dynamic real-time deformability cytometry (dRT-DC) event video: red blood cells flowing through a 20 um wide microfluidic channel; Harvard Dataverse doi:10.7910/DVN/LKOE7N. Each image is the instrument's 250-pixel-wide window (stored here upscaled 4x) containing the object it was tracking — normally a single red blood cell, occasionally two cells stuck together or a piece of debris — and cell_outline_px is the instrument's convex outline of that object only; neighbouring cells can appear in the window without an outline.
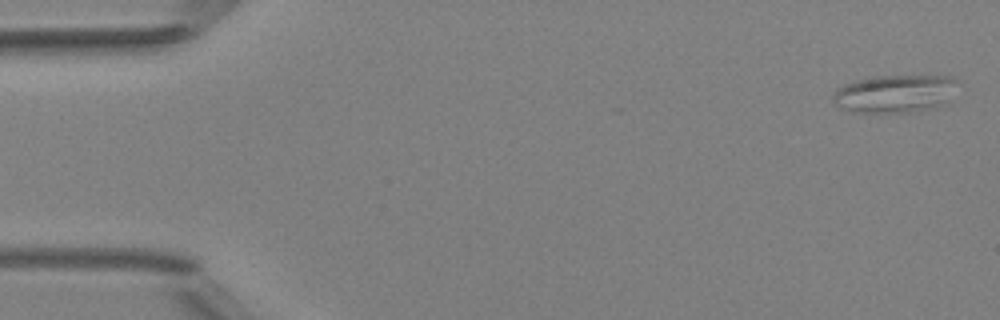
{"species": "Egyptian fruit bat (a non-hibernating species)", "species_latin": "Rousettus aegyptiacus", "temperature_condition": "room temperature", "stored_images_in_passage": 6, "camera_frame_rate_fps": 3000, "um_per_image_px": 0.085, "animal": {"sex": "female"}, "frame": {"image": 1, "passage_image": 1, "time_ms": 0.0, "image_size_px": [1000, 320], "cell_outline_px": [[960, 80], [948, 100], [944, 104], [932, 108], [912, 112], [848, 112], [832, 104], [832, 96], [840, 88], [848, 84], [860, 80], [880, 76], [952, 76]], "centroid_in_image_um": [76.1, 7.98], "position_along_channel_um": 8.9, "area_um2": 27.4}}
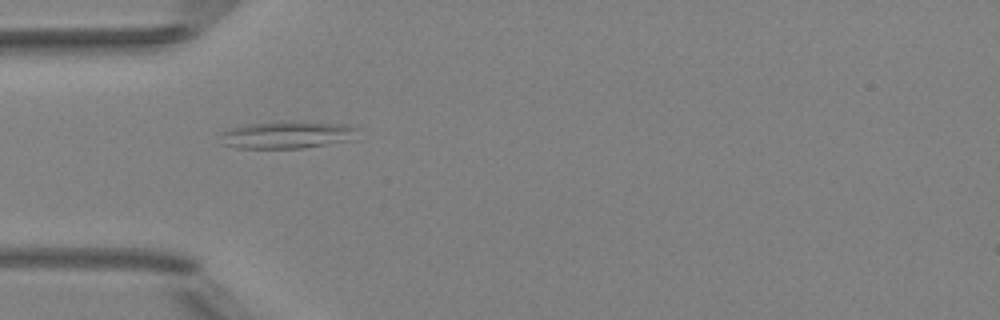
{"frame": {"image": 2, "passage_image": 5, "time_ms": 4.667, "image_size_px": [1000, 320], "cell_outline_px": [[360, 128], [352, 140], [304, 148], [236, 148], [224, 144], [220, 132], [232, 128], [248, 124], [348, 124]], "centroid_in_image_um": [24.43, 11.51], "position_along_channel_um": 60.6, "area_um2": 20.69}}